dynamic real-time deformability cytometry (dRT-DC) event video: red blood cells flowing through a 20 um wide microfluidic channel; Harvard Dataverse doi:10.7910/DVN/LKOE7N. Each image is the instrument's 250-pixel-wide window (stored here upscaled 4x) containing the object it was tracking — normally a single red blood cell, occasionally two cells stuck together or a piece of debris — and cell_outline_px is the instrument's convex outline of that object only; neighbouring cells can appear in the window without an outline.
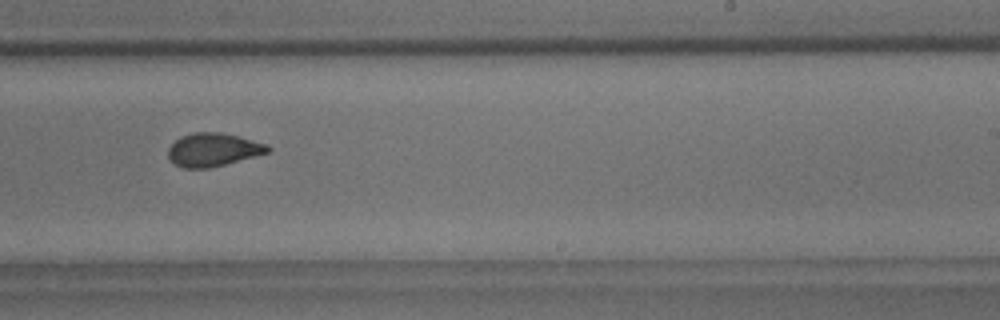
{"species": "common noctule bat (a hibernating species)", "species_latin": "Nyctalus noctula", "temperature_condition": "room temperature", "stored_images_in_passage": 11, "camera_frame_rate_fps": 3000, "um_per_image_px": 0.085, "animal": {"sex": "male", "body_mass_g": 18.8}, "frame": {"image": 1, "passage_image": 10, "time_ms": 11.0, "image_size_px": [1000, 320], "cell_outline_px": [[272, 148], [268, 152], [256, 156], [208, 168], [184, 168], [176, 164], [168, 156], [168, 148], [180, 136], [192, 132], [220, 132], [268, 144]], "centroid_in_image_um": [18.12, 12.71], "position_along_channel_um": 270.9, "area_um2": 19.13}}